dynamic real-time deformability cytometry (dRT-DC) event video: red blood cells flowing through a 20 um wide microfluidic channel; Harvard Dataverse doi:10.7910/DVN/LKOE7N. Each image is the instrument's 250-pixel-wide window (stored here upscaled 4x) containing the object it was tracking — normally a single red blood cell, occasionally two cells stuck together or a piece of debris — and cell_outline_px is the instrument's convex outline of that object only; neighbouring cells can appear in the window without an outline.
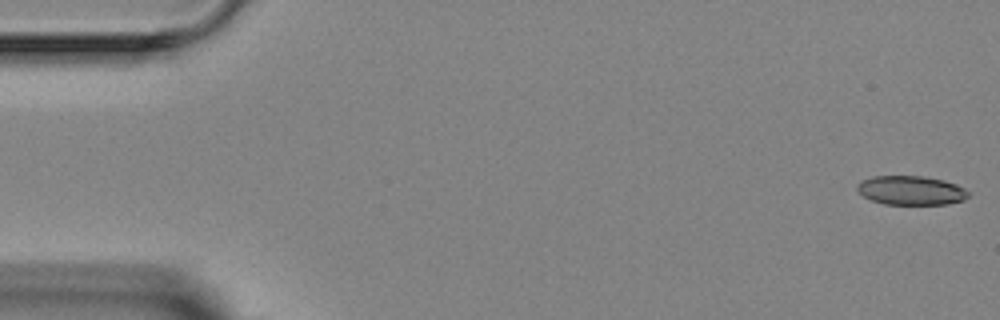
{"species": "Egyptian fruit bat (a non-hibernating species)", "species_latin": "Rousettus aegyptiacus", "temperature_condition": "room temperature", "stored_images_in_passage": 5, "camera_frame_rate_fps": 3000, "um_per_image_px": 0.085, "animal": {"sex": "female"}, "frame": {"image": 1, "passage_image": 1, "time_ms": 0.0, "image_size_px": [1000, 320], "cell_outline_px": [[968, 196], [964, 200], [948, 204], [884, 204], [872, 200], [864, 196], [856, 188], [864, 180], [872, 176], [924, 176], [944, 180], [956, 184], [964, 188], [968, 192]], "centroid_in_image_um": [77.48, 16.18], "position_along_channel_um": 7.5, "area_um2": 18.67}}
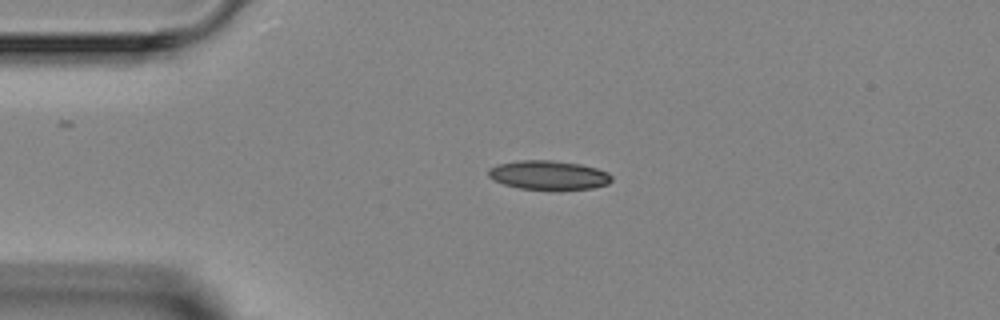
{"frame": {"image": 2, "passage_image": 4, "time_ms": 3.333, "image_size_px": [1000, 320], "cell_outline_px": [[612, 180], [608, 184], [592, 188], [548, 192], [520, 188], [504, 184], [492, 180], [488, 176], [488, 168], [496, 164], [520, 160], [552, 160], [580, 164], [596, 168], [608, 172], [612, 176]], "centroid_in_image_um": [46.62, 14.91], "position_along_channel_um": 38.4, "area_um2": 21.62}}
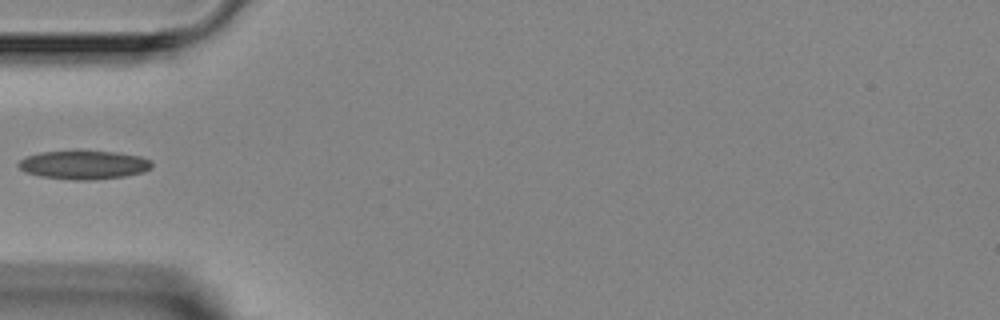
{"frame": {"image": 3, "passage_image": 5, "time_ms": 5.0, "image_size_px": [1000, 320], "cell_outline_px": [[152, 168], [144, 172], [124, 176], [92, 180], [76, 180], [40, 176], [28, 172], [20, 168], [16, 164], [20, 160], [28, 156], [40, 152], [76, 148], [80, 148], [116, 152], [140, 156], [152, 160]], "centroid_in_image_um": [7.15, 13.96], "position_along_channel_um": 77.9, "area_um2": 23.06}}